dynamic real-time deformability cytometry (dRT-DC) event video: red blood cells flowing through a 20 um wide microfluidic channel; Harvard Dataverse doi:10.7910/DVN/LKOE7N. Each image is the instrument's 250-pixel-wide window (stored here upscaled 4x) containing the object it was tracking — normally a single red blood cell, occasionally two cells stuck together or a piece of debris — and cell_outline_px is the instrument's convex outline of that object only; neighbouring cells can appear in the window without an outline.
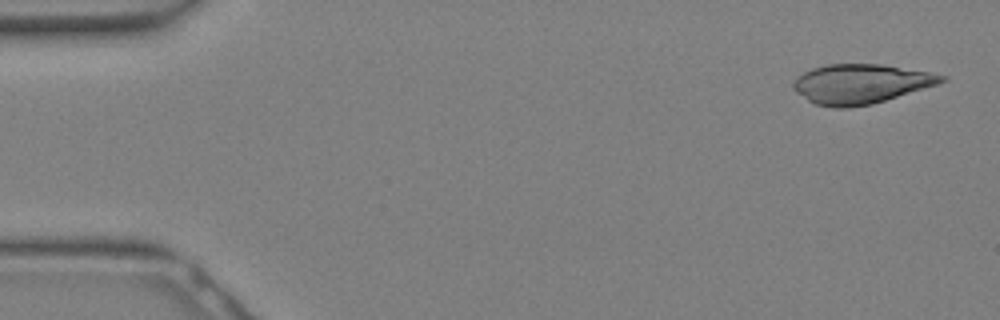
{"species": "Egyptian fruit bat (a non-hibernating species)", "species_latin": "Rousettus aegyptiacus", "temperature_condition": "warm", "stored_images_in_passage": 5, "camera_frame_rate_fps": 3000, "um_per_image_px": 0.085, "animal": {"sex": "female"}, "frame": {"image": 1, "passage_image": 1, "time_ms": 0.0, "image_size_px": [1000, 320], "cell_outline_px": [[948, 80], [936, 84], [872, 104], [848, 108], [832, 108], [816, 104], [808, 100], [796, 92], [792, 88], [792, 84], [804, 72], [812, 68], [828, 64], [880, 64], [928, 72], [948, 76]], "centroid_in_image_um": [73.14, 7.13], "position_along_channel_um": 11.9, "area_um2": 33.76}}